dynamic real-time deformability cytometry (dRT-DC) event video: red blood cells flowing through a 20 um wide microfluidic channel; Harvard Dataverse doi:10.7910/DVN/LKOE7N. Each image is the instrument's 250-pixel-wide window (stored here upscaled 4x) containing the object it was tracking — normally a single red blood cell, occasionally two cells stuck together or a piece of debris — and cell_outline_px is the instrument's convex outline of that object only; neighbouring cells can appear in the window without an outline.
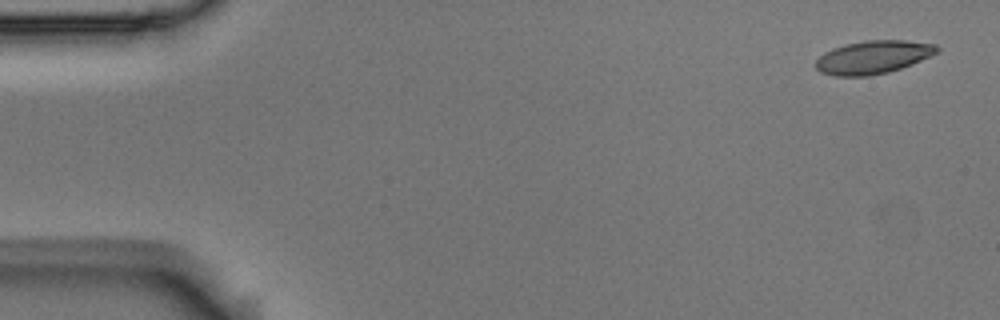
{"species": "Egyptian fruit bat (a non-hibernating species)", "species_latin": "Rousettus aegyptiacus", "temperature_condition": "room temperature", "stored_images_in_passage": 4, "camera_frame_rate_fps": 3000, "um_per_image_px": 0.085, "animal": {"sex": "male"}, "frame": {"image": 1, "passage_image": 1, "time_ms": 0.0, "image_size_px": [1000, 320], "cell_outline_px": [[940, 52], [912, 64], [888, 72], [868, 76], [836, 76], [820, 72], [816, 68], [816, 60], [824, 52], [832, 48], [844, 44], [864, 40], [908, 40], [936, 44], [940, 48]], "centroid_in_image_um": [74.23, 4.85], "position_along_channel_um": 10.8, "area_um2": 23.64}}
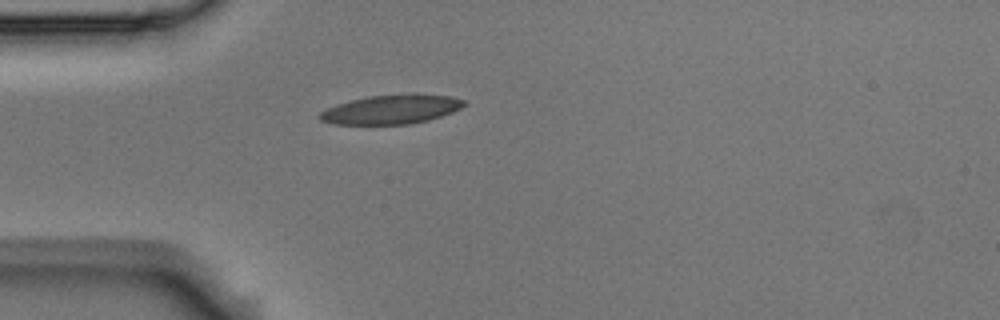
{"frame": {"image": 2, "passage_image": 4, "time_ms": 1.0, "image_size_px": [1000, 320], "cell_outline_px": [[468, 104], [452, 112], [428, 120], [412, 124], [332, 124], [320, 120], [316, 116], [320, 112], [336, 104], [368, 96], [412, 92], [416, 92], [448, 96], [464, 100]], "centroid_in_image_um": [33.27, 9.28], "position_along_channel_um": 51.7, "area_um2": 24.91}}